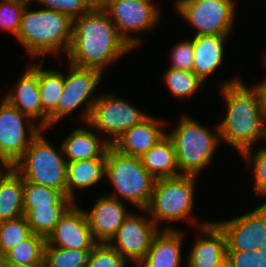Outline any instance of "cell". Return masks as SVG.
I'll use <instances>...</instances> for the list:
<instances>
[{
    "instance_id": "obj_31",
    "label": "cell",
    "mask_w": 266,
    "mask_h": 267,
    "mask_svg": "<svg viewBox=\"0 0 266 267\" xmlns=\"http://www.w3.org/2000/svg\"><path fill=\"white\" fill-rule=\"evenodd\" d=\"M164 74V81L169 91L178 98L191 97L203 84V81L193 71L168 67Z\"/></svg>"
},
{
    "instance_id": "obj_25",
    "label": "cell",
    "mask_w": 266,
    "mask_h": 267,
    "mask_svg": "<svg viewBox=\"0 0 266 267\" xmlns=\"http://www.w3.org/2000/svg\"><path fill=\"white\" fill-rule=\"evenodd\" d=\"M0 178V222L24 215L23 178L10 167Z\"/></svg>"
},
{
    "instance_id": "obj_12",
    "label": "cell",
    "mask_w": 266,
    "mask_h": 267,
    "mask_svg": "<svg viewBox=\"0 0 266 267\" xmlns=\"http://www.w3.org/2000/svg\"><path fill=\"white\" fill-rule=\"evenodd\" d=\"M157 7L150 0H113L105 11L119 35L134 48L141 40L129 33L152 30L160 20L161 14Z\"/></svg>"
},
{
    "instance_id": "obj_41",
    "label": "cell",
    "mask_w": 266,
    "mask_h": 267,
    "mask_svg": "<svg viewBox=\"0 0 266 267\" xmlns=\"http://www.w3.org/2000/svg\"><path fill=\"white\" fill-rule=\"evenodd\" d=\"M0 267H45V264H38V265H16V264H10L5 262L2 258L0 259Z\"/></svg>"
},
{
    "instance_id": "obj_36",
    "label": "cell",
    "mask_w": 266,
    "mask_h": 267,
    "mask_svg": "<svg viewBox=\"0 0 266 267\" xmlns=\"http://www.w3.org/2000/svg\"><path fill=\"white\" fill-rule=\"evenodd\" d=\"M45 6L42 9L55 10L68 15L72 20L88 13L89 8L86 0H31Z\"/></svg>"
},
{
    "instance_id": "obj_4",
    "label": "cell",
    "mask_w": 266,
    "mask_h": 267,
    "mask_svg": "<svg viewBox=\"0 0 266 267\" xmlns=\"http://www.w3.org/2000/svg\"><path fill=\"white\" fill-rule=\"evenodd\" d=\"M105 176L117 194L111 197L127 200L145 209L149 203L156 179L142 165L140 157L123 154L112 145L106 151Z\"/></svg>"
},
{
    "instance_id": "obj_11",
    "label": "cell",
    "mask_w": 266,
    "mask_h": 267,
    "mask_svg": "<svg viewBox=\"0 0 266 267\" xmlns=\"http://www.w3.org/2000/svg\"><path fill=\"white\" fill-rule=\"evenodd\" d=\"M31 121L29 116L3 99L0 104V158L10 167L23 156L30 143L43 130L39 125H34L36 121ZM25 124H28L27 128L30 131L28 138Z\"/></svg>"
},
{
    "instance_id": "obj_3",
    "label": "cell",
    "mask_w": 266,
    "mask_h": 267,
    "mask_svg": "<svg viewBox=\"0 0 266 267\" xmlns=\"http://www.w3.org/2000/svg\"><path fill=\"white\" fill-rule=\"evenodd\" d=\"M22 14L15 37L32 57L59 51L68 53L72 43L73 20L66 14L49 9L29 10ZM61 49V50H60Z\"/></svg>"
},
{
    "instance_id": "obj_44",
    "label": "cell",
    "mask_w": 266,
    "mask_h": 267,
    "mask_svg": "<svg viewBox=\"0 0 266 267\" xmlns=\"http://www.w3.org/2000/svg\"><path fill=\"white\" fill-rule=\"evenodd\" d=\"M217 267H231L227 259H225L219 266Z\"/></svg>"
},
{
    "instance_id": "obj_2",
    "label": "cell",
    "mask_w": 266,
    "mask_h": 267,
    "mask_svg": "<svg viewBox=\"0 0 266 267\" xmlns=\"http://www.w3.org/2000/svg\"><path fill=\"white\" fill-rule=\"evenodd\" d=\"M227 113L218 124L221 140L240 154L266 137L262 101L257 86L248 88L238 77L221 83Z\"/></svg>"
},
{
    "instance_id": "obj_6",
    "label": "cell",
    "mask_w": 266,
    "mask_h": 267,
    "mask_svg": "<svg viewBox=\"0 0 266 267\" xmlns=\"http://www.w3.org/2000/svg\"><path fill=\"white\" fill-rule=\"evenodd\" d=\"M43 131L37 134L12 168L27 182L57 189L66 195L68 162L45 139Z\"/></svg>"
},
{
    "instance_id": "obj_29",
    "label": "cell",
    "mask_w": 266,
    "mask_h": 267,
    "mask_svg": "<svg viewBox=\"0 0 266 267\" xmlns=\"http://www.w3.org/2000/svg\"><path fill=\"white\" fill-rule=\"evenodd\" d=\"M74 203L60 190L23 180V209H32L35 206L73 205Z\"/></svg>"
},
{
    "instance_id": "obj_24",
    "label": "cell",
    "mask_w": 266,
    "mask_h": 267,
    "mask_svg": "<svg viewBox=\"0 0 266 267\" xmlns=\"http://www.w3.org/2000/svg\"><path fill=\"white\" fill-rule=\"evenodd\" d=\"M106 159H87L68 162L66 196L75 202L74 189L89 188L105 177Z\"/></svg>"
},
{
    "instance_id": "obj_15",
    "label": "cell",
    "mask_w": 266,
    "mask_h": 267,
    "mask_svg": "<svg viewBox=\"0 0 266 267\" xmlns=\"http://www.w3.org/2000/svg\"><path fill=\"white\" fill-rule=\"evenodd\" d=\"M74 203L60 218L54 230L47 236L50 246L75 250H92L97 244L84 209Z\"/></svg>"
},
{
    "instance_id": "obj_26",
    "label": "cell",
    "mask_w": 266,
    "mask_h": 267,
    "mask_svg": "<svg viewBox=\"0 0 266 267\" xmlns=\"http://www.w3.org/2000/svg\"><path fill=\"white\" fill-rule=\"evenodd\" d=\"M44 60L38 63L39 92L43 109V129L49 128V116L56 110L64 89V74L57 70L42 69Z\"/></svg>"
},
{
    "instance_id": "obj_10",
    "label": "cell",
    "mask_w": 266,
    "mask_h": 267,
    "mask_svg": "<svg viewBox=\"0 0 266 267\" xmlns=\"http://www.w3.org/2000/svg\"><path fill=\"white\" fill-rule=\"evenodd\" d=\"M148 115L114 95L97 97L87 121V125L105 132L112 145L126 130L144 120Z\"/></svg>"
},
{
    "instance_id": "obj_22",
    "label": "cell",
    "mask_w": 266,
    "mask_h": 267,
    "mask_svg": "<svg viewBox=\"0 0 266 267\" xmlns=\"http://www.w3.org/2000/svg\"><path fill=\"white\" fill-rule=\"evenodd\" d=\"M228 35L194 36V64L192 71L204 82L222 63L224 42Z\"/></svg>"
},
{
    "instance_id": "obj_33",
    "label": "cell",
    "mask_w": 266,
    "mask_h": 267,
    "mask_svg": "<svg viewBox=\"0 0 266 267\" xmlns=\"http://www.w3.org/2000/svg\"><path fill=\"white\" fill-rule=\"evenodd\" d=\"M31 0H1L0 28L11 32L15 37L20 29L22 14Z\"/></svg>"
},
{
    "instance_id": "obj_40",
    "label": "cell",
    "mask_w": 266,
    "mask_h": 267,
    "mask_svg": "<svg viewBox=\"0 0 266 267\" xmlns=\"http://www.w3.org/2000/svg\"><path fill=\"white\" fill-rule=\"evenodd\" d=\"M260 96H261V101H262V110H263V118L266 123V81L262 82L261 84L259 83L256 85Z\"/></svg>"
},
{
    "instance_id": "obj_19",
    "label": "cell",
    "mask_w": 266,
    "mask_h": 267,
    "mask_svg": "<svg viewBox=\"0 0 266 267\" xmlns=\"http://www.w3.org/2000/svg\"><path fill=\"white\" fill-rule=\"evenodd\" d=\"M184 233L164 227L158 231L151 242L146 256L137 267H179Z\"/></svg>"
},
{
    "instance_id": "obj_38",
    "label": "cell",
    "mask_w": 266,
    "mask_h": 267,
    "mask_svg": "<svg viewBox=\"0 0 266 267\" xmlns=\"http://www.w3.org/2000/svg\"><path fill=\"white\" fill-rule=\"evenodd\" d=\"M226 259L231 267H266V255L257 251H226Z\"/></svg>"
},
{
    "instance_id": "obj_16",
    "label": "cell",
    "mask_w": 266,
    "mask_h": 267,
    "mask_svg": "<svg viewBox=\"0 0 266 267\" xmlns=\"http://www.w3.org/2000/svg\"><path fill=\"white\" fill-rule=\"evenodd\" d=\"M91 233L97 243H108L131 212L122 200L102 196L90 211H85Z\"/></svg>"
},
{
    "instance_id": "obj_14",
    "label": "cell",
    "mask_w": 266,
    "mask_h": 267,
    "mask_svg": "<svg viewBox=\"0 0 266 267\" xmlns=\"http://www.w3.org/2000/svg\"><path fill=\"white\" fill-rule=\"evenodd\" d=\"M216 223L226 235V251H257L266 238V202L240 217Z\"/></svg>"
},
{
    "instance_id": "obj_13",
    "label": "cell",
    "mask_w": 266,
    "mask_h": 267,
    "mask_svg": "<svg viewBox=\"0 0 266 267\" xmlns=\"http://www.w3.org/2000/svg\"><path fill=\"white\" fill-rule=\"evenodd\" d=\"M158 228L147 216L130 213L108 244L137 265L146 256Z\"/></svg>"
},
{
    "instance_id": "obj_21",
    "label": "cell",
    "mask_w": 266,
    "mask_h": 267,
    "mask_svg": "<svg viewBox=\"0 0 266 267\" xmlns=\"http://www.w3.org/2000/svg\"><path fill=\"white\" fill-rule=\"evenodd\" d=\"M110 145L108 139L100 140L95 133L84 128H76L62 142L61 150L67 157V162L106 159V151Z\"/></svg>"
},
{
    "instance_id": "obj_18",
    "label": "cell",
    "mask_w": 266,
    "mask_h": 267,
    "mask_svg": "<svg viewBox=\"0 0 266 267\" xmlns=\"http://www.w3.org/2000/svg\"><path fill=\"white\" fill-rule=\"evenodd\" d=\"M163 123L160 119L148 115L126 130L112 146L123 154L141 157L166 135L162 132Z\"/></svg>"
},
{
    "instance_id": "obj_39",
    "label": "cell",
    "mask_w": 266,
    "mask_h": 267,
    "mask_svg": "<svg viewBox=\"0 0 266 267\" xmlns=\"http://www.w3.org/2000/svg\"><path fill=\"white\" fill-rule=\"evenodd\" d=\"M91 10H105L113 0H86Z\"/></svg>"
},
{
    "instance_id": "obj_43",
    "label": "cell",
    "mask_w": 266,
    "mask_h": 267,
    "mask_svg": "<svg viewBox=\"0 0 266 267\" xmlns=\"http://www.w3.org/2000/svg\"><path fill=\"white\" fill-rule=\"evenodd\" d=\"M260 247L258 248V250H262L264 253H265V255H266V238H265V240H264V245L263 244H261V245H259Z\"/></svg>"
},
{
    "instance_id": "obj_20",
    "label": "cell",
    "mask_w": 266,
    "mask_h": 267,
    "mask_svg": "<svg viewBox=\"0 0 266 267\" xmlns=\"http://www.w3.org/2000/svg\"><path fill=\"white\" fill-rule=\"evenodd\" d=\"M14 90L6 94L4 96L5 99L21 113L29 116L33 121L36 120L35 118L41 119L39 126L43 128V109L39 92L38 64L31 65L22 73Z\"/></svg>"
},
{
    "instance_id": "obj_27",
    "label": "cell",
    "mask_w": 266,
    "mask_h": 267,
    "mask_svg": "<svg viewBox=\"0 0 266 267\" xmlns=\"http://www.w3.org/2000/svg\"><path fill=\"white\" fill-rule=\"evenodd\" d=\"M45 245V236L32 233L28 238L9 250L2 259L7 263L16 265L44 264Z\"/></svg>"
},
{
    "instance_id": "obj_9",
    "label": "cell",
    "mask_w": 266,
    "mask_h": 267,
    "mask_svg": "<svg viewBox=\"0 0 266 267\" xmlns=\"http://www.w3.org/2000/svg\"><path fill=\"white\" fill-rule=\"evenodd\" d=\"M69 74L64 76V89L56 110L49 116V127L58 123L87 102L82 119L87 123L96 98L90 97L100 82L102 72L95 68H81L69 63ZM91 98V99H90Z\"/></svg>"
},
{
    "instance_id": "obj_37",
    "label": "cell",
    "mask_w": 266,
    "mask_h": 267,
    "mask_svg": "<svg viewBox=\"0 0 266 267\" xmlns=\"http://www.w3.org/2000/svg\"><path fill=\"white\" fill-rule=\"evenodd\" d=\"M172 61L170 68L192 71L194 64L193 40H184L177 43L171 51Z\"/></svg>"
},
{
    "instance_id": "obj_42",
    "label": "cell",
    "mask_w": 266,
    "mask_h": 267,
    "mask_svg": "<svg viewBox=\"0 0 266 267\" xmlns=\"http://www.w3.org/2000/svg\"><path fill=\"white\" fill-rule=\"evenodd\" d=\"M0 165L2 167L4 166L3 168H5V170H8L10 168V166L1 158H0ZM3 168H0V178L5 174V172L2 173V171H1V169H3Z\"/></svg>"
},
{
    "instance_id": "obj_23",
    "label": "cell",
    "mask_w": 266,
    "mask_h": 267,
    "mask_svg": "<svg viewBox=\"0 0 266 267\" xmlns=\"http://www.w3.org/2000/svg\"><path fill=\"white\" fill-rule=\"evenodd\" d=\"M142 165L157 180L181 175L172 139L166 134L141 157Z\"/></svg>"
},
{
    "instance_id": "obj_35",
    "label": "cell",
    "mask_w": 266,
    "mask_h": 267,
    "mask_svg": "<svg viewBox=\"0 0 266 267\" xmlns=\"http://www.w3.org/2000/svg\"><path fill=\"white\" fill-rule=\"evenodd\" d=\"M256 154L252 155V148L247 149L241 153V155L247 160L248 164L254 166V190L258 194L266 196V146L256 149ZM252 156V157H251Z\"/></svg>"
},
{
    "instance_id": "obj_30",
    "label": "cell",
    "mask_w": 266,
    "mask_h": 267,
    "mask_svg": "<svg viewBox=\"0 0 266 267\" xmlns=\"http://www.w3.org/2000/svg\"><path fill=\"white\" fill-rule=\"evenodd\" d=\"M90 251L50 246L46 242L44 264L45 267H86Z\"/></svg>"
},
{
    "instance_id": "obj_8",
    "label": "cell",
    "mask_w": 266,
    "mask_h": 267,
    "mask_svg": "<svg viewBox=\"0 0 266 267\" xmlns=\"http://www.w3.org/2000/svg\"><path fill=\"white\" fill-rule=\"evenodd\" d=\"M236 0H177L179 16L196 29L198 35H230L234 25Z\"/></svg>"
},
{
    "instance_id": "obj_28",
    "label": "cell",
    "mask_w": 266,
    "mask_h": 267,
    "mask_svg": "<svg viewBox=\"0 0 266 267\" xmlns=\"http://www.w3.org/2000/svg\"><path fill=\"white\" fill-rule=\"evenodd\" d=\"M72 205L35 206L23 209L24 216L32 233L47 236L54 230L56 224Z\"/></svg>"
},
{
    "instance_id": "obj_5",
    "label": "cell",
    "mask_w": 266,
    "mask_h": 267,
    "mask_svg": "<svg viewBox=\"0 0 266 267\" xmlns=\"http://www.w3.org/2000/svg\"><path fill=\"white\" fill-rule=\"evenodd\" d=\"M176 127L167 135L172 139L175 147L179 173L198 176L211 161L220 143L219 126H216V132L212 133L208 128L206 129L186 115Z\"/></svg>"
},
{
    "instance_id": "obj_32",
    "label": "cell",
    "mask_w": 266,
    "mask_h": 267,
    "mask_svg": "<svg viewBox=\"0 0 266 267\" xmlns=\"http://www.w3.org/2000/svg\"><path fill=\"white\" fill-rule=\"evenodd\" d=\"M32 234L25 216L0 222V258Z\"/></svg>"
},
{
    "instance_id": "obj_7",
    "label": "cell",
    "mask_w": 266,
    "mask_h": 267,
    "mask_svg": "<svg viewBox=\"0 0 266 267\" xmlns=\"http://www.w3.org/2000/svg\"><path fill=\"white\" fill-rule=\"evenodd\" d=\"M195 176L179 175L157 179L149 203L141 209L158 227L161 220H184L190 215L194 203Z\"/></svg>"
},
{
    "instance_id": "obj_34",
    "label": "cell",
    "mask_w": 266,
    "mask_h": 267,
    "mask_svg": "<svg viewBox=\"0 0 266 267\" xmlns=\"http://www.w3.org/2000/svg\"><path fill=\"white\" fill-rule=\"evenodd\" d=\"M127 260L108 243H97L90 251L86 267H126Z\"/></svg>"
},
{
    "instance_id": "obj_1",
    "label": "cell",
    "mask_w": 266,
    "mask_h": 267,
    "mask_svg": "<svg viewBox=\"0 0 266 267\" xmlns=\"http://www.w3.org/2000/svg\"><path fill=\"white\" fill-rule=\"evenodd\" d=\"M131 49L105 10H90L73 19L72 43L67 53L70 64L103 73L106 66Z\"/></svg>"
},
{
    "instance_id": "obj_17",
    "label": "cell",
    "mask_w": 266,
    "mask_h": 267,
    "mask_svg": "<svg viewBox=\"0 0 266 267\" xmlns=\"http://www.w3.org/2000/svg\"><path fill=\"white\" fill-rule=\"evenodd\" d=\"M197 223L204 236L194 242L188 255V267H217L226 259V235L216 221Z\"/></svg>"
}]
</instances>
